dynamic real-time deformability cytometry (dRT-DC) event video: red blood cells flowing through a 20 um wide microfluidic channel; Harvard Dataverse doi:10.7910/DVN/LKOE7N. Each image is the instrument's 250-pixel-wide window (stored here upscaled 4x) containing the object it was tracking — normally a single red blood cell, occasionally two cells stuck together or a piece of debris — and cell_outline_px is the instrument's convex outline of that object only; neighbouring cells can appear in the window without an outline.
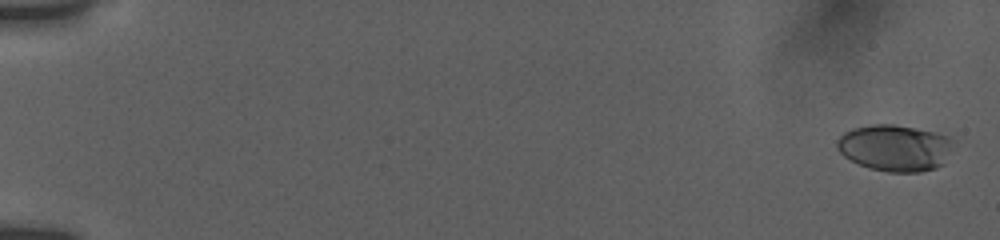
{"species": "human", "species_latin": "Homo sapiens", "temperature_condition": "room temperature", "stored_images_in_passage": 18, "camera_frame_rate_fps": 3000, "um_per_image_px": 0.085, "donor": {"sex": "female"}, "frame": {"image": 1, "passage_image": 2, "time_ms": 0.333, "image_size_px": [1000, 240], "cell_outline_px": [[952, 140], [944, 164], [936, 168], [920, 172], [888, 172], [868, 168], [844, 156], [836, 148], [836, 140], [844, 132], [852, 128], [872, 124], [892, 124], [932, 132], [948, 136]], "centroid_in_image_um": [76.02, 12.57], "position_along_channel_um": 9.0, "area_um2": 31.27}}
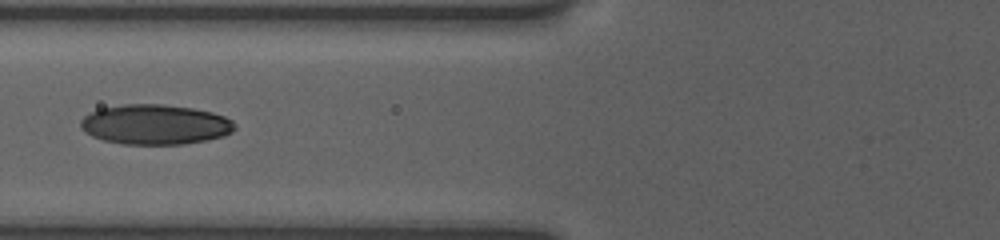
{"frame": {"image": 2, "passage_image": 17, "time_ms": 8.0, "image_size_px": [1000, 240], "cell_outline_px": [[236, 128], [232, 132], [224, 136], [208, 140], [184, 144], [124, 144], [104, 140], [92, 136], [84, 132], [80, 128], [80, 120], [84, 116], [100, 108], [124, 104], [164, 104], [192, 108], [212, 112], [224, 116], [232, 120], [236, 124]], "centroid_in_image_um": [13.2, 10.58], "position_along_channel_um": 112.6, "area_um2": 36.13}}